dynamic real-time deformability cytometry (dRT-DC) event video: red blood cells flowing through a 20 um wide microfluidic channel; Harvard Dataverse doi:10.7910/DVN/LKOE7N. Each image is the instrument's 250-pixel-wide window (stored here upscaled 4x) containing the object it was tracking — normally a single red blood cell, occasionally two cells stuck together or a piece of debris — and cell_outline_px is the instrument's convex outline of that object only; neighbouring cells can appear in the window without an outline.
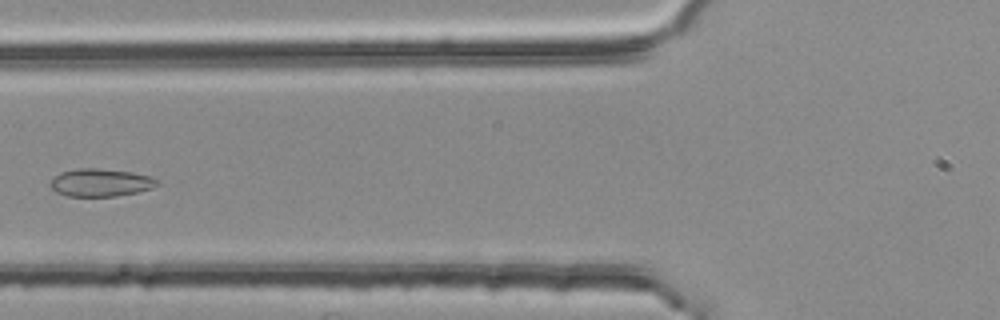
{"species": "common noctule bat (a hibernating species)", "species_latin": "Nyctalus noctula", "temperature_condition": "room temperature", "stored_images_in_passage": 3, "camera_frame_rate_fps": 3000, "um_per_image_px": 0.085, "animal": {"sex": "female", "body_mass_g": 25.1}, "frame": {"image": 1, "passage_image": 3, "time_ms": 0.667, "image_size_px": [1000, 320], "cell_outline_px": [[160, 184], [152, 188], [140, 192], [116, 196], [68, 196], [56, 192], [48, 184], [60, 172], [76, 168], [96, 168], [132, 172], [148, 176], [156, 180]], "centroid_in_image_um": [8.54, 15.52], "position_along_channel_um": 117.3, "area_um2": 17.28}}